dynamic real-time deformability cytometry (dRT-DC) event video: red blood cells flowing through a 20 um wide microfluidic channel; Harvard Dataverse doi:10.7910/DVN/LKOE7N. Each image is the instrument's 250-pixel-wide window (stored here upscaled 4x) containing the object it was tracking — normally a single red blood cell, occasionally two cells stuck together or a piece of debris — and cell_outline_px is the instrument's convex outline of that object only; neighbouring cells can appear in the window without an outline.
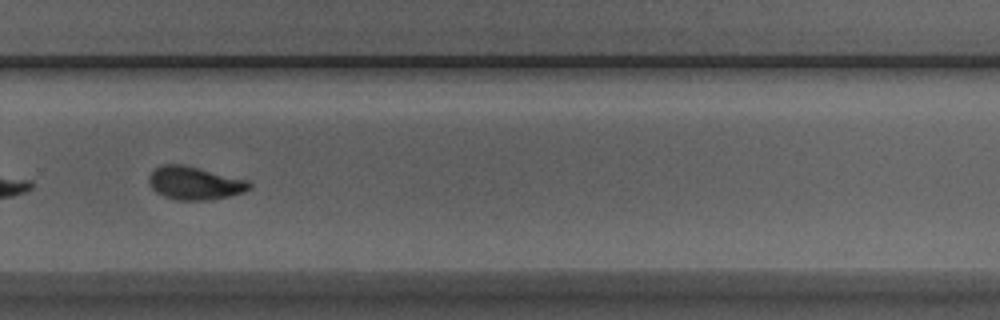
{"species": "Egyptian fruit bat (a non-hibernating species)", "species_latin": "Rousettus aegyptiacus", "temperature_condition": "room temperature", "stored_images_in_passage": 44, "camera_frame_rate_fps": 3000, "um_per_image_px": 0.085, "animal": {"sex": "male"}, "frame": {"image": 1, "passage_image": 26, "time_ms": 8.333, "image_size_px": [1000, 320], "cell_outline_px": [[252, 188], [244, 192], [228, 196], [208, 200], [176, 200], [164, 196], [156, 192], [152, 188], [148, 180], [148, 176], [156, 168], [164, 164], [184, 164], [248, 180], [252, 184]], "centroid_in_image_um": [16.56, 15.56], "position_along_channel_um": 313.2, "area_um2": 19.42}}
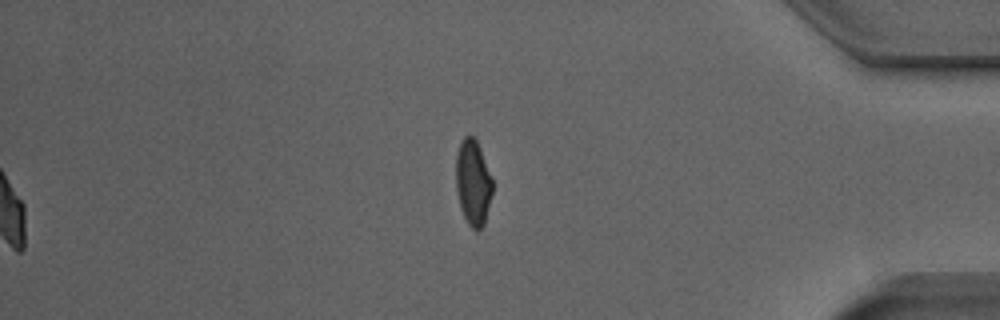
{"frame": {"image": 2, "passage_image": 44, "time_ms": 14.333, "image_size_px": [1000, 320], "cell_outline_px": [[492, 192], [484, 224], [476, 232], [468, 224], [460, 208], [456, 188], [456, 156], [460, 144], [464, 136], [476, 136], [492, 180]], "centroid_in_image_um": [40.2, 15.51], "position_along_channel_um": 395.0, "area_um2": 18.15}, "authors_computed_cell_mechanics": {"area_um2": 19.3341, "velocity_mm_per_s": 3.93, "shape_relaxation_time_tau1_ms": 7.1744, "shape_relaxation_time_tau2_ms": 1.6968, "deformation_change_tau1": 0.203, "deformation_change_tau2": 0.076}}